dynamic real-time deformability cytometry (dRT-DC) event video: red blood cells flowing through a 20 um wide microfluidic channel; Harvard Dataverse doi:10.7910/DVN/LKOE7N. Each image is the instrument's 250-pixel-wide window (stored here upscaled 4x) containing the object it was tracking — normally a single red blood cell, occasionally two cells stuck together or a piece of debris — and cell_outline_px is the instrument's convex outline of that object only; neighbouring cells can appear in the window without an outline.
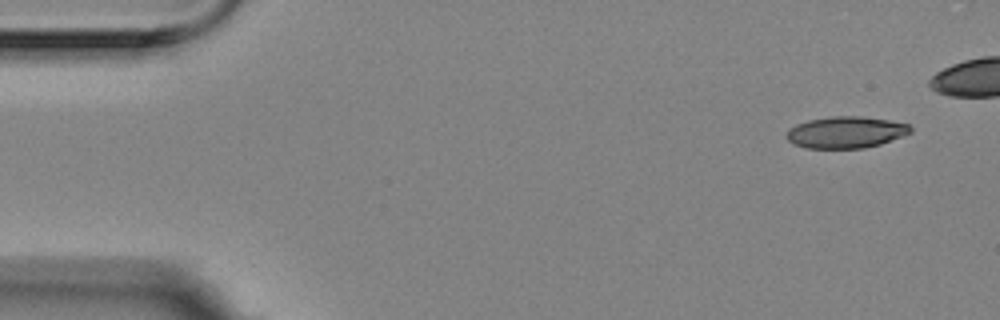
{"species": "Egyptian fruit bat (a non-hibernating species)", "species_latin": "Rousettus aegyptiacus", "temperature_condition": "room temperature", "stored_images_in_passage": 46, "camera_frame_rate_fps": 3000, "um_per_image_px": 0.085, "animal": {"sex": "female"}, "frame": {"image": 1, "passage_image": 1, "time_ms": 0.0, "image_size_px": [1000, 320], "cell_outline_px": [[912, 132], [880, 144], [864, 148], [804, 148], [792, 144], [784, 136], [788, 128], [796, 124], [808, 120], [832, 116], [860, 116], [888, 120], [908, 124], [912, 128]], "centroid_in_image_um": [71.84, 11.24], "position_along_channel_um": 13.2, "area_um2": 22.95}}
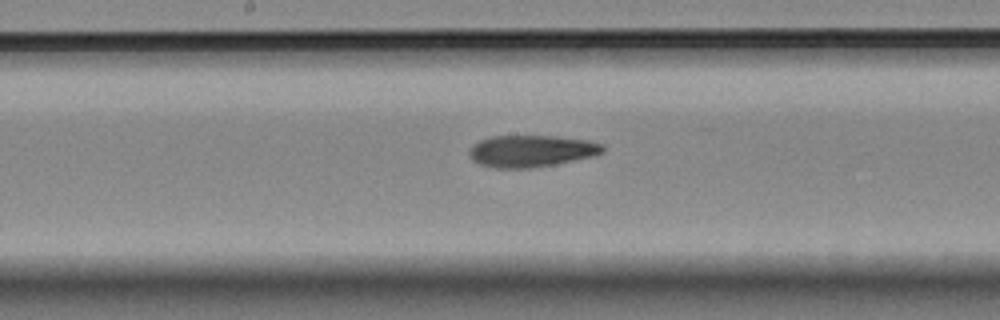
{"frame": {"image": 2, "passage_image": 26, "time_ms": 8.333, "image_size_px": [1000, 320], "cell_outline_px": [[604, 152], [592, 156], [532, 168], [496, 168], [480, 164], [472, 160], [468, 152], [472, 144], [480, 140], [492, 136], [556, 136], [588, 140], [604, 144]], "centroid_in_image_um": [45.14, 12.83], "position_along_channel_um": 203.1, "area_um2": 24.68}}
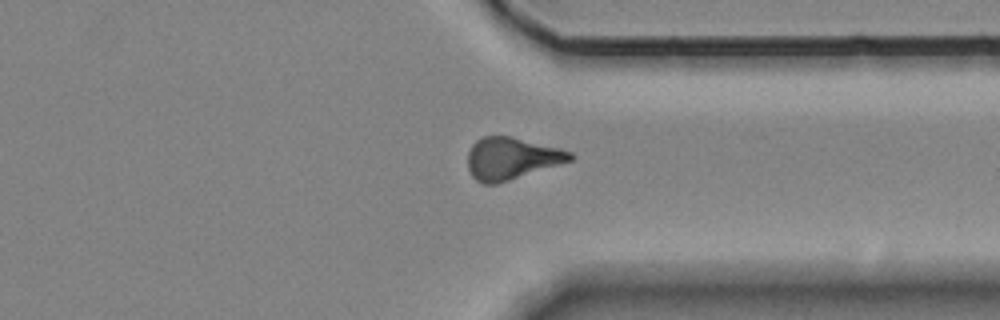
{"frame": {"image": 3, "passage_image": 40, "time_ms": 13.0, "image_size_px": [1000, 320], "cell_outline_px": [[576, 156], [572, 160], [496, 184], [484, 184], [476, 180], [472, 176], [468, 168], [468, 152], [472, 144], [476, 140], [484, 136], [512, 136], [560, 148], [572, 152]], "centroid_in_image_um": [43.47, 13.45], "position_along_channel_um": 367.9, "area_um2": 25.03}}